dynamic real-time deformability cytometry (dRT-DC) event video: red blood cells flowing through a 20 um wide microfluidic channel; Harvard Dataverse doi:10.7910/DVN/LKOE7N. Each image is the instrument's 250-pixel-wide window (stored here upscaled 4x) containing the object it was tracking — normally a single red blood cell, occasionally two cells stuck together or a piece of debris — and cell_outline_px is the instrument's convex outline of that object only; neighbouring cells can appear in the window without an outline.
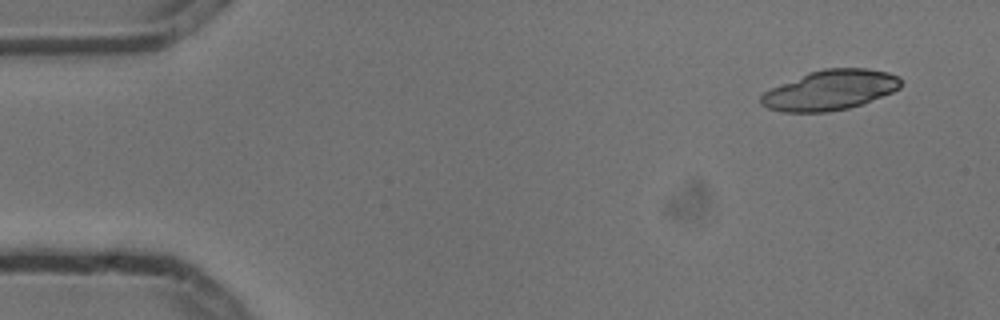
{"species": "common noctule bat (a hibernating species)", "species_latin": "Nyctalus noctula", "temperature_condition": "cold", "stored_images_in_passage": 3, "camera_frame_rate_fps": 3000, "um_per_image_px": 0.085, "animal": {"sex": "male", "body_mass_g": 13.3}, "frame": {"image": 1, "passage_image": 1, "time_ms": 0.0, "image_size_px": [1000, 320], "cell_outline_px": [[900, 88], [892, 92], [860, 104], [848, 108], [828, 112], [784, 112], [768, 108], [760, 104], [760, 96], [764, 92], [772, 88], [808, 72], [824, 68], [868, 68], [888, 72], [900, 76]], "centroid_in_image_um": [70.56, 7.65], "position_along_channel_um": 14.4, "area_um2": 32.43}}